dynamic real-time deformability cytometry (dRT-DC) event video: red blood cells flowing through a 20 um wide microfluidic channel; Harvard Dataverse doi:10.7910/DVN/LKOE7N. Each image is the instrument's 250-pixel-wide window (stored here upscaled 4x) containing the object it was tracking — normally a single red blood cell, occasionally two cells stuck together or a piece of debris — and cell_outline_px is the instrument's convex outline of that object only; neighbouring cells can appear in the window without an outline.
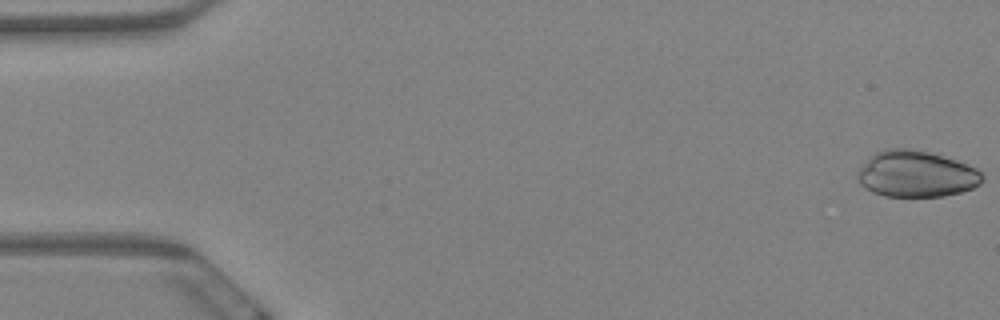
{"species": "Egyptian fruit bat (a non-hibernating species)", "species_latin": "Rousettus aegyptiacus", "temperature_condition": "warm", "stored_images_in_passage": 3, "camera_frame_rate_fps": 3000, "um_per_image_px": 0.085, "animal": {"sex": "female"}, "frame": {"image": 1, "passage_image": 1, "time_ms": 0.0, "image_size_px": [1000, 320], "cell_outline_px": [[984, 180], [980, 184], [972, 188], [960, 192], [944, 196], [884, 196], [872, 192], [860, 184], [856, 176], [860, 168], [876, 152], [884, 148], [912, 148], [928, 152], [956, 160], [976, 168], [984, 176]], "centroid_in_image_um": [77.88, 14.79], "position_along_channel_um": 7.1, "area_um2": 33.58}}
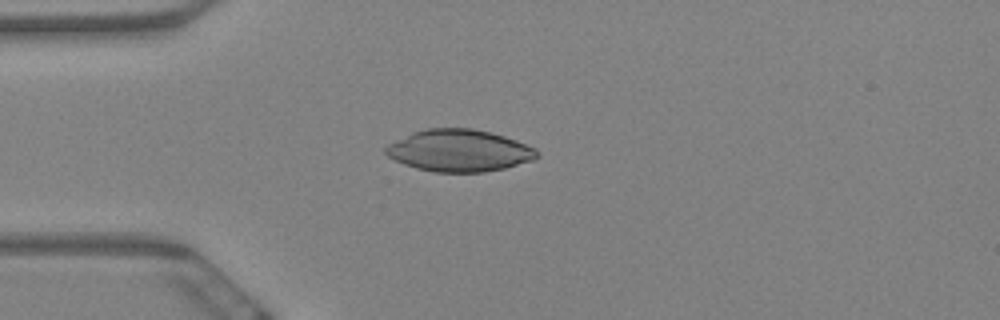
{"frame": {"image": 2, "passage_image": 3, "time_ms": 0.667, "image_size_px": [1000, 320], "cell_outline_px": [[540, 156], [536, 160], [504, 168], [484, 172], [432, 172], [416, 168], [404, 164], [388, 156], [384, 152], [384, 148], [388, 144], [412, 132], [428, 128], [472, 128], [504, 136], [516, 140], [536, 148], [540, 152]], "centroid_in_image_um": [39.06, 12.8], "position_along_channel_um": 45.9, "area_um2": 37.17}}